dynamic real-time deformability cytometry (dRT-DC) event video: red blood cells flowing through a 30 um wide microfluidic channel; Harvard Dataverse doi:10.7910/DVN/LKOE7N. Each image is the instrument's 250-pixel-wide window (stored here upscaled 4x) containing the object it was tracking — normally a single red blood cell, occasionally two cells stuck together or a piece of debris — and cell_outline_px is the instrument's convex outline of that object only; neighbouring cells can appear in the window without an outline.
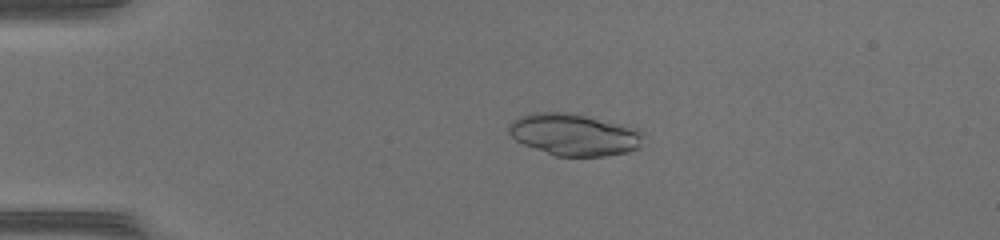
{"species": "common noctule bat (a hibernating species)", "species_latin": "Nyctalus noctula", "temperature_condition": "warm", "stored_images_in_passage": 49, "camera_frame_rate_fps": 3000, "um_per_image_px": 0.085, "animal": {"sex": "female", "body_mass_g": 17.0, "forearm_length_mm": 48.0}, "frame": {"image": 1, "passage_image": 12, "time_ms": 3.667, "image_size_px": [1000, 240], "cell_outline_px": [[644, 132], [640, 148], [628, 152], [604, 156], [556, 156], [524, 144], [516, 140], [508, 132], [508, 124], [512, 120], [520, 116], [532, 112], [564, 112], [624, 124], [636, 128]], "centroid_in_image_um": [48.82, 11.44], "position_along_channel_um": 36.2, "area_um2": 32.89}}